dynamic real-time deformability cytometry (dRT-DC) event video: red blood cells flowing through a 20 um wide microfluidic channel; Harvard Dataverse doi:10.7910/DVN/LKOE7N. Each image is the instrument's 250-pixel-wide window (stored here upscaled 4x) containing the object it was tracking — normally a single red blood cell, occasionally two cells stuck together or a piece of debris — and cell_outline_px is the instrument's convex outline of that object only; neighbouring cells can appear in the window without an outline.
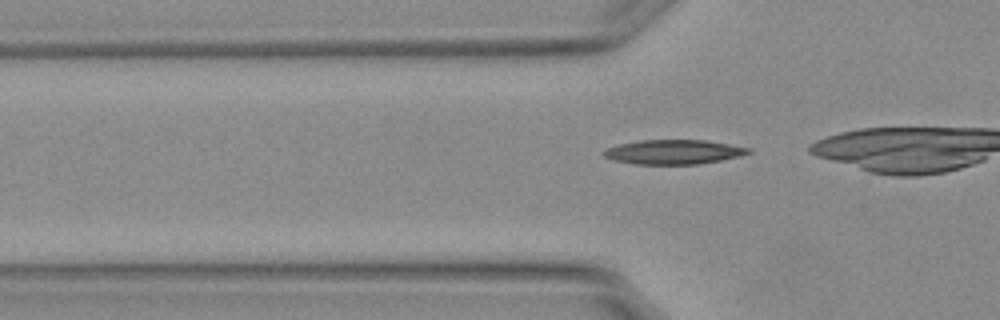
{"species": "Egyptian fruit bat (a non-hibernating species)", "species_latin": "Rousettus aegyptiacus", "temperature_condition": "warm", "stored_images_in_passage": 9, "camera_frame_rate_fps": 3000, "um_per_image_px": 0.085, "animal": {"sex": "female"}, "frame": {"image": 1, "passage_image": 3, "time_ms": 0.667, "image_size_px": [1000, 320], "cell_outline_px": [[752, 152], [740, 156], [720, 160], [696, 164], [636, 164], [612, 160], [604, 156], [600, 152], [604, 148], [616, 144], [640, 140], [704, 140], [752, 148]], "centroid_in_image_um": [57.19, 12.91], "position_along_channel_um": 68.6, "area_um2": 20.75}}
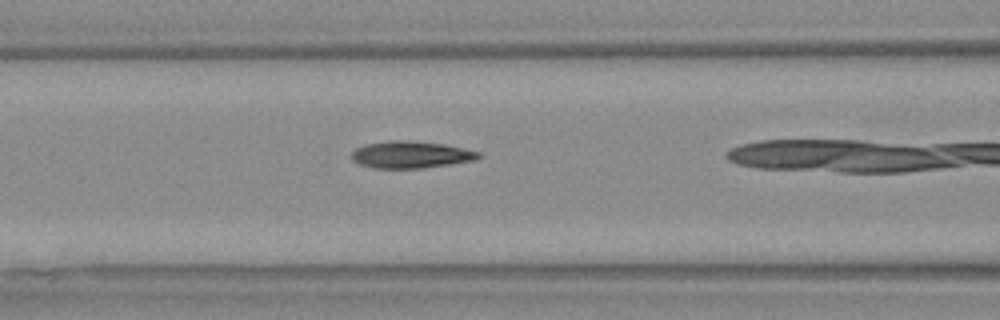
{"frame": {"image": 2, "passage_image": 8, "time_ms": 2.333, "image_size_px": [1000, 320], "cell_outline_px": [[480, 156], [472, 160], [448, 164], [420, 168], [372, 168], [360, 164], [352, 160], [352, 152], [356, 148], [364, 144], [388, 140], [408, 140], [440, 144], [480, 152]], "centroid_in_image_um": [34.82, 13.14], "position_along_channel_um": 131.8, "area_um2": 19.59}}